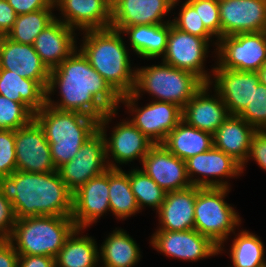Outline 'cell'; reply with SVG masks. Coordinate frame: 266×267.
Here are the masks:
<instances>
[{"instance_id":"6da1fadb","label":"cell","mask_w":266,"mask_h":267,"mask_svg":"<svg viewBox=\"0 0 266 267\" xmlns=\"http://www.w3.org/2000/svg\"><path fill=\"white\" fill-rule=\"evenodd\" d=\"M54 94L60 96L57 101ZM120 98L79 48L50 71L46 104L57 110L81 112L99 121L107 112L119 111Z\"/></svg>"},{"instance_id":"7a4b0ae2","label":"cell","mask_w":266,"mask_h":267,"mask_svg":"<svg viewBox=\"0 0 266 267\" xmlns=\"http://www.w3.org/2000/svg\"><path fill=\"white\" fill-rule=\"evenodd\" d=\"M0 191L12 203L17 219L30 216H71L73 192L58 171H15L0 178Z\"/></svg>"},{"instance_id":"3957f363","label":"cell","mask_w":266,"mask_h":267,"mask_svg":"<svg viewBox=\"0 0 266 267\" xmlns=\"http://www.w3.org/2000/svg\"><path fill=\"white\" fill-rule=\"evenodd\" d=\"M78 48L90 65L120 96L133 92L136 64L133 67L130 48L121 31L113 28L88 30L79 33ZM125 40V41H124Z\"/></svg>"},{"instance_id":"277c9868","label":"cell","mask_w":266,"mask_h":267,"mask_svg":"<svg viewBox=\"0 0 266 267\" xmlns=\"http://www.w3.org/2000/svg\"><path fill=\"white\" fill-rule=\"evenodd\" d=\"M50 145L58 169L71 161L82 145L98 130V120L76 111H61L47 104L34 113Z\"/></svg>"},{"instance_id":"5b68a950","label":"cell","mask_w":266,"mask_h":267,"mask_svg":"<svg viewBox=\"0 0 266 267\" xmlns=\"http://www.w3.org/2000/svg\"><path fill=\"white\" fill-rule=\"evenodd\" d=\"M159 63L137 65L132 93L140 100L146 93L153 101L171 102L183 109L205 83L194 73Z\"/></svg>"},{"instance_id":"8992f818","label":"cell","mask_w":266,"mask_h":267,"mask_svg":"<svg viewBox=\"0 0 266 267\" xmlns=\"http://www.w3.org/2000/svg\"><path fill=\"white\" fill-rule=\"evenodd\" d=\"M75 229L71 216H30L17 219L9 241L19 255L55 258Z\"/></svg>"},{"instance_id":"52a82bcc","label":"cell","mask_w":266,"mask_h":267,"mask_svg":"<svg viewBox=\"0 0 266 267\" xmlns=\"http://www.w3.org/2000/svg\"><path fill=\"white\" fill-rule=\"evenodd\" d=\"M230 191L227 187H207L200 188L196 195L194 229L218 246L227 245L243 220L236 207L225 201Z\"/></svg>"},{"instance_id":"ba28073f","label":"cell","mask_w":266,"mask_h":267,"mask_svg":"<svg viewBox=\"0 0 266 267\" xmlns=\"http://www.w3.org/2000/svg\"><path fill=\"white\" fill-rule=\"evenodd\" d=\"M120 111H109L98 121V129L102 133L108 166L111 169H122L121 165H129L139 160L141 165L143 158L148 154L154 143L148 139L136 126L126 117L120 119L114 127L110 128L111 122L115 120ZM110 128L111 133L107 134ZM112 129V130H111Z\"/></svg>"},{"instance_id":"9c48e42d","label":"cell","mask_w":266,"mask_h":267,"mask_svg":"<svg viewBox=\"0 0 266 267\" xmlns=\"http://www.w3.org/2000/svg\"><path fill=\"white\" fill-rule=\"evenodd\" d=\"M216 38H201L176 28L169 22V35L165 54L160 59L162 62L178 69L189 71L208 84L214 69H206V60L211 51L213 59L216 58ZM210 47V49H209ZM215 48V49H214ZM214 54V55H213ZM208 70V71H207Z\"/></svg>"},{"instance_id":"30bf717a","label":"cell","mask_w":266,"mask_h":267,"mask_svg":"<svg viewBox=\"0 0 266 267\" xmlns=\"http://www.w3.org/2000/svg\"><path fill=\"white\" fill-rule=\"evenodd\" d=\"M133 93L120 98L129 118L154 144H162L168 134L182 121V108L171 102L150 101L142 106ZM141 104V107L139 106Z\"/></svg>"},{"instance_id":"8fae6325","label":"cell","mask_w":266,"mask_h":267,"mask_svg":"<svg viewBox=\"0 0 266 267\" xmlns=\"http://www.w3.org/2000/svg\"><path fill=\"white\" fill-rule=\"evenodd\" d=\"M215 63L223 69L259 72L266 64V31L221 37Z\"/></svg>"},{"instance_id":"7c38bea8","label":"cell","mask_w":266,"mask_h":267,"mask_svg":"<svg viewBox=\"0 0 266 267\" xmlns=\"http://www.w3.org/2000/svg\"><path fill=\"white\" fill-rule=\"evenodd\" d=\"M149 238V244L154 250L175 260L197 262L219 255V246L195 229L187 231L155 230Z\"/></svg>"},{"instance_id":"4fadbf2b","label":"cell","mask_w":266,"mask_h":267,"mask_svg":"<svg viewBox=\"0 0 266 267\" xmlns=\"http://www.w3.org/2000/svg\"><path fill=\"white\" fill-rule=\"evenodd\" d=\"M188 178L193 186L231 188L229 179L242 176V167L231 156L212 146L186 161Z\"/></svg>"},{"instance_id":"5bb4252c","label":"cell","mask_w":266,"mask_h":267,"mask_svg":"<svg viewBox=\"0 0 266 267\" xmlns=\"http://www.w3.org/2000/svg\"><path fill=\"white\" fill-rule=\"evenodd\" d=\"M109 168L105 140L98 129L86 140L75 157L60 166L57 171L66 186L75 192L91 178L101 175Z\"/></svg>"},{"instance_id":"9a60e30c","label":"cell","mask_w":266,"mask_h":267,"mask_svg":"<svg viewBox=\"0 0 266 267\" xmlns=\"http://www.w3.org/2000/svg\"><path fill=\"white\" fill-rule=\"evenodd\" d=\"M215 64L209 85L221 97L230 115H239L251 102L260 81L258 72L220 68Z\"/></svg>"},{"instance_id":"2e32d148","label":"cell","mask_w":266,"mask_h":267,"mask_svg":"<svg viewBox=\"0 0 266 267\" xmlns=\"http://www.w3.org/2000/svg\"><path fill=\"white\" fill-rule=\"evenodd\" d=\"M15 152L17 171L29 173L57 171L44 131L34 119L25 127L15 130Z\"/></svg>"},{"instance_id":"e0dca14e","label":"cell","mask_w":266,"mask_h":267,"mask_svg":"<svg viewBox=\"0 0 266 267\" xmlns=\"http://www.w3.org/2000/svg\"><path fill=\"white\" fill-rule=\"evenodd\" d=\"M110 212V213H109ZM111 214L109 203V169L91 178L73 192L71 218L76 228L87 229L99 222L103 216Z\"/></svg>"},{"instance_id":"ac0fdd59","label":"cell","mask_w":266,"mask_h":267,"mask_svg":"<svg viewBox=\"0 0 266 267\" xmlns=\"http://www.w3.org/2000/svg\"><path fill=\"white\" fill-rule=\"evenodd\" d=\"M56 19L79 33L111 28L112 0H59Z\"/></svg>"},{"instance_id":"d6986e66","label":"cell","mask_w":266,"mask_h":267,"mask_svg":"<svg viewBox=\"0 0 266 267\" xmlns=\"http://www.w3.org/2000/svg\"><path fill=\"white\" fill-rule=\"evenodd\" d=\"M221 37L266 31V0H218Z\"/></svg>"},{"instance_id":"ffe728a7","label":"cell","mask_w":266,"mask_h":267,"mask_svg":"<svg viewBox=\"0 0 266 267\" xmlns=\"http://www.w3.org/2000/svg\"><path fill=\"white\" fill-rule=\"evenodd\" d=\"M174 0H112L111 28L122 31L135 25L171 22L164 19L173 11Z\"/></svg>"},{"instance_id":"44dd1931","label":"cell","mask_w":266,"mask_h":267,"mask_svg":"<svg viewBox=\"0 0 266 267\" xmlns=\"http://www.w3.org/2000/svg\"><path fill=\"white\" fill-rule=\"evenodd\" d=\"M141 165L140 168L166 192L192 186L186 162L173 155L163 144H154Z\"/></svg>"},{"instance_id":"7402d4cb","label":"cell","mask_w":266,"mask_h":267,"mask_svg":"<svg viewBox=\"0 0 266 267\" xmlns=\"http://www.w3.org/2000/svg\"><path fill=\"white\" fill-rule=\"evenodd\" d=\"M0 70H9L22 78L37 81L45 90L47 88L50 71L42 63L33 45L0 36Z\"/></svg>"},{"instance_id":"603a6c76","label":"cell","mask_w":266,"mask_h":267,"mask_svg":"<svg viewBox=\"0 0 266 267\" xmlns=\"http://www.w3.org/2000/svg\"><path fill=\"white\" fill-rule=\"evenodd\" d=\"M78 36L79 32L55 19L40 32L33 47L42 63L51 71L78 49Z\"/></svg>"},{"instance_id":"cb8c5ba5","label":"cell","mask_w":266,"mask_h":267,"mask_svg":"<svg viewBox=\"0 0 266 267\" xmlns=\"http://www.w3.org/2000/svg\"><path fill=\"white\" fill-rule=\"evenodd\" d=\"M229 115L225 103L209 84H204L182 109L183 121L212 135Z\"/></svg>"},{"instance_id":"d4e9b609","label":"cell","mask_w":266,"mask_h":267,"mask_svg":"<svg viewBox=\"0 0 266 267\" xmlns=\"http://www.w3.org/2000/svg\"><path fill=\"white\" fill-rule=\"evenodd\" d=\"M200 188L192 185L183 190L166 192L164 202L156 211L158 226L155 230L187 231L194 229L195 200Z\"/></svg>"},{"instance_id":"484cf974","label":"cell","mask_w":266,"mask_h":267,"mask_svg":"<svg viewBox=\"0 0 266 267\" xmlns=\"http://www.w3.org/2000/svg\"><path fill=\"white\" fill-rule=\"evenodd\" d=\"M256 130L238 115H229L213 134V146L241 166L246 162Z\"/></svg>"},{"instance_id":"4316f807","label":"cell","mask_w":266,"mask_h":267,"mask_svg":"<svg viewBox=\"0 0 266 267\" xmlns=\"http://www.w3.org/2000/svg\"><path fill=\"white\" fill-rule=\"evenodd\" d=\"M130 51L144 61L159 59L165 54L169 22L155 25H135L121 31ZM128 37V38H126Z\"/></svg>"},{"instance_id":"83f0119b","label":"cell","mask_w":266,"mask_h":267,"mask_svg":"<svg viewBox=\"0 0 266 267\" xmlns=\"http://www.w3.org/2000/svg\"><path fill=\"white\" fill-rule=\"evenodd\" d=\"M103 240L99 245L100 267H134L143 257L140 245L122 227H116Z\"/></svg>"},{"instance_id":"f1b7e54d","label":"cell","mask_w":266,"mask_h":267,"mask_svg":"<svg viewBox=\"0 0 266 267\" xmlns=\"http://www.w3.org/2000/svg\"><path fill=\"white\" fill-rule=\"evenodd\" d=\"M76 228L55 257V267H100L99 244L95 237Z\"/></svg>"},{"instance_id":"f546056e","label":"cell","mask_w":266,"mask_h":267,"mask_svg":"<svg viewBox=\"0 0 266 267\" xmlns=\"http://www.w3.org/2000/svg\"><path fill=\"white\" fill-rule=\"evenodd\" d=\"M0 95L27 106L33 113L46 104V90L35 80L0 70Z\"/></svg>"},{"instance_id":"4dcf8cb0","label":"cell","mask_w":266,"mask_h":267,"mask_svg":"<svg viewBox=\"0 0 266 267\" xmlns=\"http://www.w3.org/2000/svg\"><path fill=\"white\" fill-rule=\"evenodd\" d=\"M238 232V233H236ZM226 251L225 245L219 246V255L227 252L232 265L228 267H266L264 243L260 236L249 230L238 228Z\"/></svg>"},{"instance_id":"1f68e13d","label":"cell","mask_w":266,"mask_h":267,"mask_svg":"<svg viewBox=\"0 0 266 267\" xmlns=\"http://www.w3.org/2000/svg\"><path fill=\"white\" fill-rule=\"evenodd\" d=\"M173 155L186 161L213 146V135L181 121L162 143Z\"/></svg>"},{"instance_id":"d6a6232c","label":"cell","mask_w":266,"mask_h":267,"mask_svg":"<svg viewBox=\"0 0 266 267\" xmlns=\"http://www.w3.org/2000/svg\"><path fill=\"white\" fill-rule=\"evenodd\" d=\"M109 203L111 213L118 221H125L141 212L131 189L128 171L109 168Z\"/></svg>"},{"instance_id":"836d02e7","label":"cell","mask_w":266,"mask_h":267,"mask_svg":"<svg viewBox=\"0 0 266 267\" xmlns=\"http://www.w3.org/2000/svg\"><path fill=\"white\" fill-rule=\"evenodd\" d=\"M55 9H40L17 15L12 30L6 35L14 42L33 45L35 39L55 19Z\"/></svg>"},{"instance_id":"e575fe53","label":"cell","mask_w":266,"mask_h":267,"mask_svg":"<svg viewBox=\"0 0 266 267\" xmlns=\"http://www.w3.org/2000/svg\"><path fill=\"white\" fill-rule=\"evenodd\" d=\"M133 167V168H132ZM128 170L129 181L137 205L142 212L143 209L152 208L157 211L165 200L166 191L148 176L139 166Z\"/></svg>"},{"instance_id":"d590c367","label":"cell","mask_w":266,"mask_h":267,"mask_svg":"<svg viewBox=\"0 0 266 267\" xmlns=\"http://www.w3.org/2000/svg\"><path fill=\"white\" fill-rule=\"evenodd\" d=\"M174 8H180L178 13L172 12L171 14V16H174L171 22L176 28L201 38H215L205 28L198 12L187 0H174L173 11L175 10Z\"/></svg>"},{"instance_id":"8d00e7d4","label":"cell","mask_w":266,"mask_h":267,"mask_svg":"<svg viewBox=\"0 0 266 267\" xmlns=\"http://www.w3.org/2000/svg\"><path fill=\"white\" fill-rule=\"evenodd\" d=\"M34 119V113L24 104L0 95V129L17 130Z\"/></svg>"},{"instance_id":"74e56055","label":"cell","mask_w":266,"mask_h":267,"mask_svg":"<svg viewBox=\"0 0 266 267\" xmlns=\"http://www.w3.org/2000/svg\"><path fill=\"white\" fill-rule=\"evenodd\" d=\"M256 131L266 130V86L261 82L254 89L252 100L238 115Z\"/></svg>"},{"instance_id":"f35d334b","label":"cell","mask_w":266,"mask_h":267,"mask_svg":"<svg viewBox=\"0 0 266 267\" xmlns=\"http://www.w3.org/2000/svg\"><path fill=\"white\" fill-rule=\"evenodd\" d=\"M198 12L205 28L217 39L221 38L218 0H187Z\"/></svg>"},{"instance_id":"ab89813d","label":"cell","mask_w":266,"mask_h":267,"mask_svg":"<svg viewBox=\"0 0 266 267\" xmlns=\"http://www.w3.org/2000/svg\"><path fill=\"white\" fill-rule=\"evenodd\" d=\"M16 170L15 130L0 129V178Z\"/></svg>"},{"instance_id":"60d3db41","label":"cell","mask_w":266,"mask_h":267,"mask_svg":"<svg viewBox=\"0 0 266 267\" xmlns=\"http://www.w3.org/2000/svg\"><path fill=\"white\" fill-rule=\"evenodd\" d=\"M254 160L257 166L266 171V130L256 131L251 139L249 154L241 166L242 174L246 171L247 163Z\"/></svg>"},{"instance_id":"b9f144b4","label":"cell","mask_w":266,"mask_h":267,"mask_svg":"<svg viewBox=\"0 0 266 267\" xmlns=\"http://www.w3.org/2000/svg\"><path fill=\"white\" fill-rule=\"evenodd\" d=\"M17 218L13 205L0 191V240H9Z\"/></svg>"},{"instance_id":"7bdbcfd3","label":"cell","mask_w":266,"mask_h":267,"mask_svg":"<svg viewBox=\"0 0 266 267\" xmlns=\"http://www.w3.org/2000/svg\"><path fill=\"white\" fill-rule=\"evenodd\" d=\"M17 15L34 12L40 9H55L47 0H7Z\"/></svg>"},{"instance_id":"ee69618b","label":"cell","mask_w":266,"mask_h":267,"mask_svg":"<svg viewBox=\"0 0 266 267\" xmlns=\"http://www.w3.org/2000/svg\"><path fill=\"white\" fill-rule=\"evenodd\" d=\"M17 14L7 0H0V36H6L14 26Z\"/></svg>"},{"instance_id":"f6af8a7d","label":"cell","mask_w":266,"mask_h":267,"mask_svg":"<svg viewBox=\"0 0 266 267\" xmlns=\"http://www.w3.org/2000/svg\"><path fill=\"white\" fill-rule=\"evenodd\" d=\"M19 254L9 240H0V267H17Z\"/></svg>"},{"instance_id":"bcb514c9","label":"cell","mask_w":266,"mask_h":267,"mask_svg":"<svg viewBox=\"0 0 266 267\" xmlns=\"http://www.w3.org/2000/svg\"><path fill=\"white\" fill-rule=\"evenodd\" d=\"M17 267H55V258L40 255H19Z\"/></svg>"},{"instance_id":"7dc6e473","label":"cell","mask_w":266,"mask_h":267,"mask_svg":"<svg viewBox=\"0 0 266 267\" xmlns=\"http://www.w3.org/2000/svg\"><path fill=\"white\" fill-rule=\"evenodd\" d=\"M258 73L260 74L261 83L266 86V64L262 67V69Z\"/></svg>"},{"instance_id":"c3c4849f","label":"cell","mask_w":266,"mask_h":267,"mask_svg":"<svg viewBox=\"0 0 266 267\" xmlns=\"http://www.w3.org/2000/svg\"><path fill=\"white\" fill-rule=\"evenodd\" d=\"M50 4L55 5L59 0H47Z\"/></svg>"}]
</instances>
